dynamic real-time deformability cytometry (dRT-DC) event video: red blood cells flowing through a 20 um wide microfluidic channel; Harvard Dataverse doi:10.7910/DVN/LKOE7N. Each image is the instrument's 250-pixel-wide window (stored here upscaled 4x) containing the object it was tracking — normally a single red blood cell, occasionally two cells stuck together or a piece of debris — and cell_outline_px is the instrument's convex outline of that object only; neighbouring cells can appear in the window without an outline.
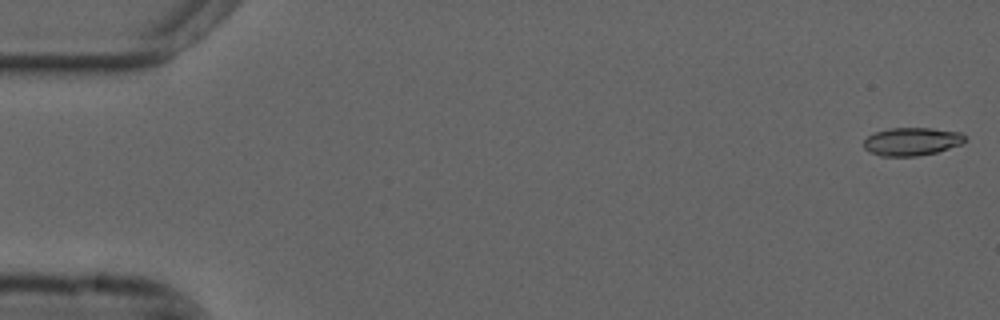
{"species": "common noctule bat (a hibernating species)", "species_latin": "Nyctalus noctula", "temperature_condition": "cold", "stored_images_in_passage": 55, "camera_frame_rate_fps": 3000, "um_per_image_px": 0.085, "animal": {"sex": "male", "forearm_length_mm": 52.5}, "frame": {"image": 1, "passage_image": 1, "time_ms": 0.0, "image_size_px": [1000, 320], "cell_outline_px": [[968, 140], [960, 144], [936, 152], [916, 156], [880, 156], [864, 148], [864, 140], [868, 136], [876, 132], [888, 128], [928, 128], [960, 132], [968, 136]], "centroid_in_image_um": [77.53, 12.02], "position_along_channel_um": 7.5, "area_um2": 16.47}}
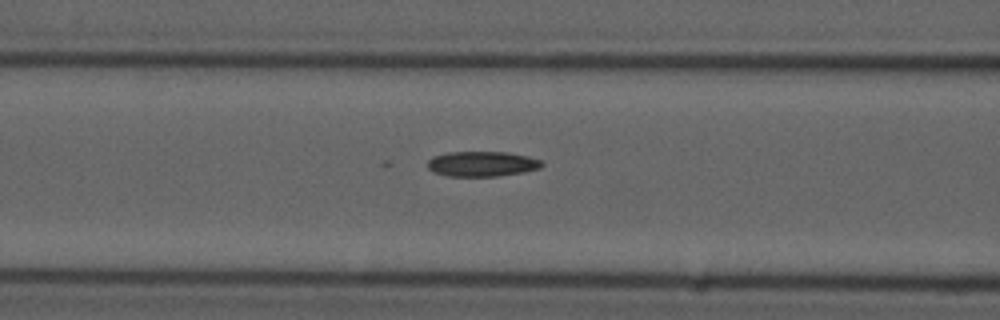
{"frame": {"image": 2, "passage_image": 22, "time_ms": 7.0, "image_size_px": [1000, 320], "cell_outline_px": [[544, 164], [540, 168], [524, 172], [496, 176], [448, 176], [432, 172], [428, 168], [428, 160], [432, 156], [448, 152], [508, 152], [528, 156], [540, 160]], "centroid_in_image_um": [40.96, 13.93], "position_along_channel_um": 125.6, "area_um2": 16.82}}
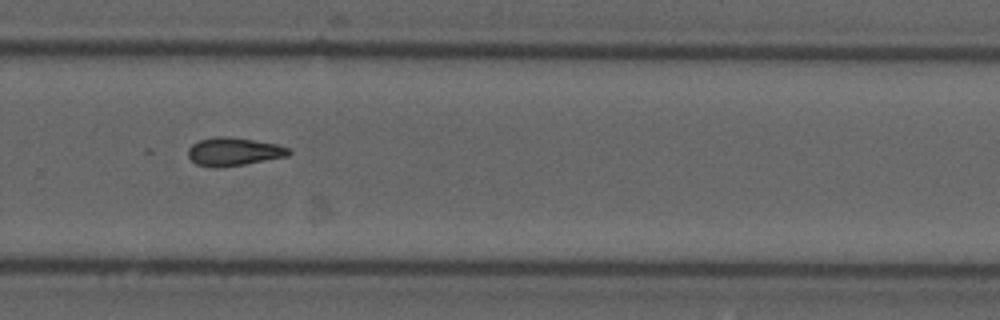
{"frame": {"image": 3, "passage_image": 37, "time_ms": 12.0, "image_size_px": [1000, 320], "cell_outline_px": [[292, 152], [288, 156], [244, 164], [216, 168], [212, 168], [196, 164], [188, 156], [188, 148], [192, 144], [200, 140], [216, 136], [224, 136], [252, 140], [276, 144], [288, 148]], "centroid_in_image_um": [19.84, 12.9], "position_along_channel_um": 310.0, "area_um2": 16.42}, "authors_computed_cell_mechanics": {"area_um2": 16.5308, "velocity_mm_per_s": 3.6964, "shape_relaxation_time_tau1_ms": 11.21, "shape_relaxation_time_tau2_ms": null, "deformation_change_tau1": 0.1929, "deformation_change_tau2": null}}